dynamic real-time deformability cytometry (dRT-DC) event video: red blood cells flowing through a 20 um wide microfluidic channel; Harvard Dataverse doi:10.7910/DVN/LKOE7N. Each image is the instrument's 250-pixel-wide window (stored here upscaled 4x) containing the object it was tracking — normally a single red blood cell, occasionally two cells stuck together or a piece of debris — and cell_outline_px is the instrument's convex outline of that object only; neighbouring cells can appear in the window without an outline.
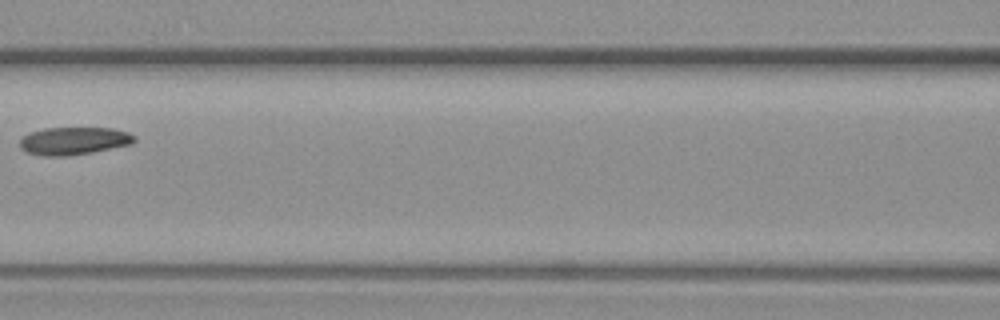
{"species": "common noctule bat (a hibernating species)", "species_latin": "Nyctalus noctula", "temperature_condition": "warm", "stored_images_in_passage": 5, "camera_frame_rate_fps": 3000, "um_per_image_px": 0.085, "animal": {"sex": "female", "body_mass_g": 19.3, "forearm_length_mm": 54.1}, "frame": {"image": 1, "passage_image": 5, "time_ms": 5.667, "image_size_px": [1000, 320], "cell_outline_px": [[136, 140], [132, 144], [92, 152], [64, 156], [40, 156], [24, 152], [20, 148], [20, 140], [24, 136], [32, 132], [44, 128], [112, 128], [128, 132], [136, 136]], "centroid_in_image_um": [6.27, 11.98], "position_along_channel_um": 160.3, "area_um2": 18.55}}